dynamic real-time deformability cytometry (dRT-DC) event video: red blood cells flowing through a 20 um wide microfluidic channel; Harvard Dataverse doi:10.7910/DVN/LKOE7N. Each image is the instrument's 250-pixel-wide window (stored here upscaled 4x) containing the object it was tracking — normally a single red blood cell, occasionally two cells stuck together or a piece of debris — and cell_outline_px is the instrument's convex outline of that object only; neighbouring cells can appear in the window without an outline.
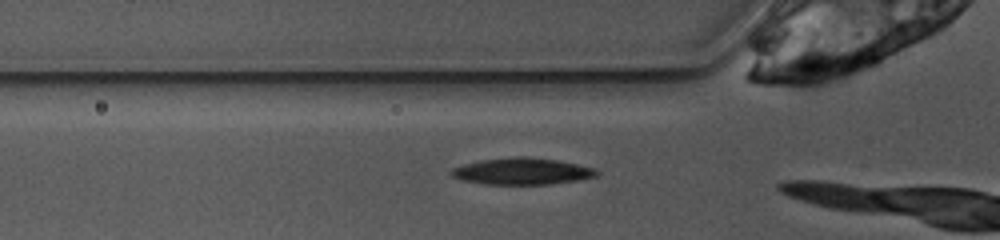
{"species": "common noctule bat (a hibernating species)", "species_latin": "Nyctalus noctula", "temperature_condition": "warm", "stored_images_in_passage": 5, "camera_frame_rate_fps": 3000, "um_per_image_px": 0.085, "animal": {"sex": "female", "body_mass_g": 10.0, "forearm_length_mm": 53.1}, "frame": {"image": 1, "passage_image": 3, "time_ms": 0.667, "image_size_px": [1000, 240], "cell_outline_px": [[600, 172], [596, 176], [576, 180], [548, 184], [484, 184], [464, 180], [452, 176], [448, 172], [452, 168], [464, 164], [480, 160], [516, 156], [524, 156], [556, 160], [596, 168]], "centroid_in_image_um": [44.36, 14.55], "position_along_channel_um": 81.4, "area_um2": 22.43}}